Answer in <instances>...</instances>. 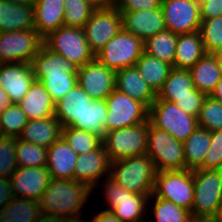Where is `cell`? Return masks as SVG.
Returning a JSON list of instances; mask_svg holds the SVG:
<instances>
[{"instance_id": "cell-1", "label": "cell", "mask_w": 222, "mask_h": 222, "mask_svg": "<svg viewBox=\"0 0 222 222\" xmlns=\"http://www.w3.org/2000/svg\"><path fill=\"white\" fill-rule=\"evenodd\" d=\"M93 191L86 184L74 179L51 178L45 192L38 200L40 213L65 220L82 216L84 203H87Z\"/></svg>"}, {"instance_id": "cell-2", "label": "cell", "mask_w": 222, "mask_h": 222, "mask_svg": "<svg viewBox=\"0 0 222 222\" xmlns=\"http://www.w3.org/2000/svg\"><path fill=\"white\" fill-rule=\"evenodd\" d=\"M157 170L145 153L111 162L110 175L123 189L142 195H152Z\"/></svg>"}, {"instance_id": "cell-3", "label": "cell", "mask_w": 222, "mask_h": 222, "mask_svg": "<svg viewBox=\"0 0 222 222\" xmlns=\"http://www.w3.org/2000/svg\"><path fill=\"white\" fill-rule=\"evenodd\" d=\"M193 171L194 201L191 214L194 220L211 221L221 205L222 169Z\"/></svg>"}, {"instance_id": "cell-4", "label": "cell", "mask_w": 222, "mask_h": 222, "mask_svg": "<svg viewBox=\"0 0 222 222\" xmlns=\"http://www.w3.org/2000/svg\"><path fill=\"white\" fill-rule=\"evenodd\" d=\"M105 201L108 207L104 211L111 212L121 222H146L148 198L151 195L135 194L123 189L111 177L103 178ZM145 214V215H144Z\"/></svg>"}, {"instance_id": "cell-5", "label": "cell", "mask_w": 222, "mask_h": 222, "mask_svg": "<svg viewBox=\"0 0 222 222\" xmlns=\"http://www.w3.org/2000/svg\"><path fill=\"white\" fill-rule=\"evenodd\" d=\"M43 45L51 52L67 59L77 69L95 59L83 28L59 27L43 39Z\"/></svg>"}, {"instance_id": "cell-6", "label": "cell", "mask_w": 222, "mask_h": 222, "mask_svg": "<svg viewBox=\"0 0 222 222\" xmlns=\"http://www.w3.org/2000/svg\"><path fill=\"white\" fill-rule=\"evenodd\" d=\"M150 124L184 142L197 128V117L185 113L175 103L155 100L149 108Z\"/></svg>"}, {"instance_id": "cell-7", "label": "cell", "mask_w": 222, "mask_h": 222, "mask_svg": "<svg viewBox=\"0 0 222 222\" xmlns=\"http://www.w3.org/2000/svg\"><path fill=\"white\" fill-rule=\"evenodd\" d=\"M148 128L149 120L131 127L106 132L102 143L110 161L145 154Z\"/></svg>"}, {"instance_id": "cell-8", "label": "cell", "mask_w": 222, "mask_h": 222, "mask_svg": "<svg viewBox=\"0 0 222 222\" xmlns=\"http://www.w3.org/2000/svg\"><path fill=\"white\" fill-rule=\"evenodd\" d=\"M146 154L158 171L185 169L183 142L149 122Z\"/></svg>"}, {"instance_id": "cell-9", "label": "cell", "mask_w": 222, "mask_h": 222, "mask_svg": "<svg viewBox=\"0 0 222 222\" xmlns=\"http://www.w3.org/2000/svg\"><path fill=\"white\" fill-rule=\"evenodd\" d=\"M153 195L191 211L194 201L193 171L187 169L158 171Z\"/></svg>"}, {"instance_id": "cell-10", "label": "cell", "mask_w": 222, "mask_h": 222, "mask_svg": "<svg viewBox=\"0 0 222 222\" xmlns=\"http://www.w3.org/2000/svg\"><path fill=\"white\" fill-rule=\"evenodd\" d=\"M144 52V42L123 28L95 55V58L115 72L135 66Z\"/></svg>"}, {"instance_id": "cell-11", "label": "cell", "mask_w": 222, "mask_h": 222, "mask_svg": "<svg viewBox=\"0 0 222 222\" xmlns=\"http://www.w3.org/2000/svg\"><path fill=\"white\" fill-rule=\"evenodd\" d=\"M107 117L105 133L131 127L148 120L149 108L142 102L114 89L105 99Z\"/></svg>"}, {"instance_id": "cell-12", "label": "cell", "mask_w": 222, "mask_h": 222, "mask_svg": "<svg viewBox=\"0 0 222 222\" xmlns=\"http://www.w3.org/2000/svg\"><path fill=\"white\" fill-rule=\"evenodd\" d=\"M43 46L35 29L0 32V64L30 63Z\"/></svg>"}, {"instance_id": "cell-13", "label": "cell", "mask_w": 222, "mask_h": 222, "mask_svg": "<svg viewBox=\"0 0 222 222\" xmlns=\"http://www.w3.org/2000/svg\"><path fill=\"white\" fill-rule=\"evenodd\" d=\"M122 28V14L110 7L97 8L83 30L91 51L96 55Z\"/></svg>"}, {"instance_id": "cell-14", "label": "cell", "mask_w": 222, "mask_h": 222, "mask_svg": "<svg viewBox=\"0 0 222 222\" xmlns=\"http://www.w3.org/2000/svg\"><path fill=\"white\" fill-rule=\"evenodd\" d=\"M166 29L176 34L200 31L199 0H162Z\"/></svg>"}, {"instance_id": "cell-15", "label": "cell", "mask_w": 222, "mask_h": 222, "mask_svg": "<svg viewBox=\"0 0 222 222\" xmlns=\"http://www.w3.org/2000/svg\"><path fill=\"white\" fill-rule=\"evenodd\" d=\"M116 72L96 58L77 69V83L93 100H105L115 89Z\"/></svg>"}, {"instance_id": "cell-16", "label": "cell", "mask_w": 222, "mask_h": 222, "mask_svg": "<svg viewBox=\"0 0 222 222\" xmlns=\"http://www.w3.org/2000/svg\"><path fill=\"white\" fill-rule=\"evenodd\" d=\"M51 180L46 166L17 167L10 176L14 198L38 201Z\"/></svg>"}, {"instance_id": "cell-17", "label": "cell", "mask_w": 222, "mask_h": 222, "mask_svg": "<svg viewBox=\"0 0 222 222\" xmlns=\"http://www.w3.org/2000/svg\"><path fill=\"white\" fill-rule=\"evenodd\" d=\"M76 162L74 180L86 184L92 190L110 175L111 161L103 145L97 150L78 155Z\"/></svg>"}, {"instance_id": "cell-18", "label": "cell", "mask_w": 222, "mask_h": 222, "mask_svg": "<svg viewBox=\"0 0 222 222\" xmlns=\"http://www.w3.org/2000/svg\"><path fill=\"white\" fill-rule=\"evenodd\" d=\"M34 80L30 63L0 64V86L7 92L11 103L20 102Z\"/></svg>"}, {"instance_id": "cell-19", "label": "cell", "mask_w": 222, "mask_h": 222, "mask_svg": "<svg viewBox=\"0 0 222 222\" xmlns=\"http://www.w3.org/2000/svg\"><path fill=\"white\" fill-rule=\"evenodd\" d=\"M123 29L143 42L166 29L162 8L122 13Z\"/></svg>"}, {"instance_id": "cell-20", "label": "cell", "mask_w": 222, "mask_h": 222, "mask_svg": "<svg viewBox=\"0 0 222 222\" xmlns=\"http://www.w3.org/2000/svg\"><path fill=\"white\" fill-rule=\"evenodd\" d=\"M78 154L74 152L61 136L47 149L46 167L53 179H74Z\"/></svg>"}, {"instance_id": "cell-21", "label": "cell", "mask_w": 222, "mask_h": 222, "mask_svg": "<svg viewBox=\"0 0 222 222\" xmlns=\"http://www.w3.org/2000/svg\"><path fill=\"white\" fill-rule=\"evenodd\" d=\"M64 0H34V29L44 39L64 26Z\"/></svg>"}, {"instance_id": "cell-22", "label": "cell", "mask_w": 222, "mask_h": 222, "mask_svg": "<svg viewBox=\"0 0 222 222\" xmlns=\"http://www.w3.org/2000/svg\"><path fill=\"white\" fill-rule=\"evenodd\" d=\"M115 89L144 103L148 108L156 100V94L141 77L136 66L116 71Z\"/></svg>"}, {"instance_id": "cell-23", "label": "cell", "mask_w": 222, "mask_h": 222, "mask_svg": "<svg viewBox=\"0 0 222 222\" xmlns=\"http://www.w3.org/2000/svg\"><path fill=\"white\" fill-rule=\"evenodd\" d=\"M91 100L77 84L56 103L54 116L61 123L62 127L72 126L74 123H82V114Z\"/></svg>"}, {"instance_id": "cell-24", "label": "cell", "mask_w": 222, "mask_h": 222, "mask_svg": "<svg viewBox=\"0 0 222 222\" xmlns=\"http://www.w3.org/2000/svg\"><path fill=\"white\" fill-rule=\"evenodd\" d=\"M29 120L45 119L54 116L55 105L44 85L34 80L24 98L17 103Z\"/></svg>"}, {"instance_id": "cell-25", "label": "cell", "mask_w": 222, "mask_h": 222, "mask_svg": "<svg viewBox=\"0 0 222 222\" xmlns=\"http://www.w3.org/2000/svg\"><path fill=\"white\" fill-rule=\"evenodd\" d=\"M62 128L61 123L55 116L29 120L18 139L48 149L62 136Z\"/></svg>"}, {"instance_id": "cell-26", "label": "cell", "mask_w": 222, "mask_h": 222, "mask_svg": "<svg viewBox=\"0 0 222 222\" xmlns=\"http://www.w3.org/2000/svg\"><path fill=\"white\" fill-rule=\"evenodd\" d=\"M34 29L33 4L0 0V32Z\"/></svg>"}, {"instance_id": "cell-27", "label": "cell", "mask_w": 222, "mask_h": 222, "mask_svg": "<svg viewBox=\"0 0 222 222\" xmlns=\"http://www.w3.org/2000/svg\"><path fill=\"white\" fill-rule=\"evenodd\" d=\"M206 53L200 31L179 34L176 43L174 68L189 70Z\"/></svg>"}, {"instance_id": "cell-28", "label": "cell", "mask_w": 222, "mask_h": 222, "mask_svg": "<svg viewBox=\"0 0 222 222\" xmlns=\"http://www.w3.org/2000/svg\"><path fill=\"white\" fill-rule=\"evenodd\" d=\"M189 71L194 87L210 96L221 79L218 54L206 53Z\"/></svg>"}, {"instance_id": "cell-29", "label": "cell", "mask_w": 222, "mask_h": 222, "mask_svg": "<svg viewBox=\"0 0 222 222\" xmlns=\"http://www.w3.org/2000/svg\"><path fill=\"white\" fill-rule=\"evenodd\" d=\"M135 66L141 77L156 95L161 90L170 71L173 69V66L169 63L161 61L146 52L142 53Z\"/></svg>"}, {"instance_id": "cell-30", "label": "cell", "mask_w": 222, "mask_h": 222, "mask_svg": "<svg viewBox=\"0 0 222 222\" xmlns=\"http://www.w3.org/2000/svg\"><path fill=\"white\" fill-rule=\"evenodd\" d=\"M211 143V132L199 127L183 142L185 169H199Z\"/></svg>"}, {"instance_id": "cell-31", "label": "cell", "mask_w": 222, "mask_h": 222, "mask_svg": "<svg viewBox=\"0 0 222 222\" xmlns=\"http://www.w3.org/2000/svg\"><path fill=\"white\" fill-rule=\"evenodd\" d=\"M31 65L35 80L42 74L77 73V68L72 63L64 57L51 52L44 45L34 56Z\"/></svg>"}, {"instance_id": "cell-32", "label": "cell", "mask_w": 222, "mask_h": 222, "mask_svg": "<svg viewBox=\"0 0 222 222\" xmlns=\"http://www.w3.org/2000/svg\"><path fill=\"white\" fill-rule=\"evenodd\" d=\"M193 80L189 70L173 68L156 100L170 101L173 97L193 96Z\"/></svg>"}, {"instance_id": "cell-33", "label": "cell", "mask_w": 222, "mask_h": 222, "mask_svg": "<svg viewBox=\"0 0 222 222\" xmlns=\"http://www.w3.org/2000/svg\"><path fill=\"white\" fill-rule=\"evenodd\" d=\"M177 39L178 34L165 29L144 41V52L174 68Z\"/></svg>"}, {"instance_id": "cell-34", "label": "cell", "mask_w": 222, "mask_h": 222, "mask_svg": "<svg viewBox=\"0 0 222 222\" xmlns=\"http://www.w3.org/2000/svg\"><path fill=\"white\" fill-rule=\"evenodd\" d=\"M40 215L38 201L14 198L0 209V222H36Z\"/></svg>"}, {"instance_id": "cell-35", "label": "cell", "mask_w": 222, "mask_h": 222, "mask_svg": "<svg viewBox=\"0 0 222 222\" xmlns=\"http://www.w3.org/2000/svg\"><path fill=\"white\" fill-rule=\"evenodd\" d=\"M107 117V104L105 100H91L82 114V123H74L72 127L90 131L94 134L104 137V124Z\"/></svg>"}, {"instance_id": "cell-36", "label": "cell", "mask_w": 222, "mask_h": 222, "mask_svg": "<svg viewBox=\"0 0 222 222\" xmlns=\"http://www.w3.org/2000/svg\"><path fill=\"white\" fill-rule=\"evenodd\" d=\"M62 137L78 155L97 150L103 145L99 135L72 126L62 128Z\"/></svg>"}, {"instance_id": "cell-37", "label": "cell", "mask_w": 222, "mask_h": 222, "mask_svg": "<svg viewBox=\"0 0 222 222\" xmlns=\"http://www.w3.org/2000/svg\"><path fill=\"white\" fill-rule=\"evenodd\" d=\"M153 201L152 212L156 222H194L191 211L177 206L173 202L155 197L153 194L148 198V204ZM155 202V203H154Z\"/></svg>"}, {"instance_id": "cell-38", "label": "cell", "mask_w": 222, "mask_h": 222, "mask_svg": "<svg viewBox=\"0 0 222 222\" xmlns=\"http://www.w3.org/2000/svg\"><path fill=\"white\" fill-rule=\"evenodd\" d=\"M37 81L41 82L55 103L77 83V73L42 74Z\"/></svg>"}, {"instance_id": "cell-39", "label": "cell", "mask_w": 222, "mask_h": 222, "mask_svg": "<svg viewBox=\"0 0 222 222\" xmlns=\"http://www.w3.org/2000/svg\"><path fill=\"white\" fill-rule=\"evenodd\" d=\"M25 112L17 103H12L1 110L0 130L3 136L17 137L28 123Z\"/></svg>"}, {"instance_id": "cell-40", "label": "cell", "mask_w": 222, "mask_h": 222, "mask_svg": "<svg viewBox=\"0 0 222 222\" xmlns=\"http://www.w3.org/2000/svg\"><path fill=\"white\" fill-rule=\"evenodd\" d=\"M15 155L18 167H41L47 163V148L18 138Z\"/></svg>"}, {"instance_id": "cell-41", "label": "cell", "mask_w": 222, "mask_h": 222, "mask_svg": "<svg viewBox=\"0 0 222 222\" xmlns=\"http://www.w3.org/2000/svg\"><path fill=\"white\" fill-rule=\"evenodd\" d=\"M64 26L83 28L97 9L87 0H64Z\"/></svg>"}, {"instance_id": "cell-42", "label": "cell", "mask_w": 222, "mask_h": 222, "mask_svg": "<svg viewBox=\"0 0 222 222\" xmlns=\"http://www.w3.org/2000/svg\"><path fill=\"white\" fill-rule=\"evenodd\" d=\"M200 33L207 53H222V16L202 19Z\"/></svg>"}, {"instance_id": "cell-43", "label": "cell", "mask_w": 222, "mask_h": 222, "mask_svg": "<svg viewBox=\"0 0 222 222\" xmlns=\"http://www.w3.org/2000/svg\"><path fill=\"white\" fill-rule=\"evenodd\" d=\"M199 127L210 132L222 130V103L206 96L197 117Z\"/></svg>"}, {"instance_id": "cell-44", "label": "cell", "mask_w": 222, "mask_h": 222, "mask_svg": "<svg viewBox=\"0 0 222 222\" xmlns=\"http://www.w3.org/2000/svg\"><path fill=\"white\" fill-rule=\"evenodd\" d=\"M17 137L2 136L0 139V177L10 178L15 172Z\"/></svg>"}, {"instance_id": "cell-45", "label": "cell", "mask_w": 222, "mask_h": 222, "mask_svg": "<svg viewBox=\"0 0 222 222\" xmlns=\"http://www.w3.org/2000/svg\"><path fill=\"white\" fill-rule=\"evenodd\" d=\"M199 169H222V130L211 132V143Z\"/></svg>"}, {"instance_id": "cell-46", "label": "cell", "mask_w": 222, "mask_h": 222, "mask_svg": "<svg viewBox=\"0 0 222 222\" xmlns=\"http://www.w3.org/2000/svg\"><path fill=\"white\" fill-rule=\"evenodd\" d=\"M206 94L193 88V96L173 97L169 102L175 103L185 113L198 117Z\"/></svg>"}, {"instance_id": "cell-47", "label": "cell", "mask_w": 222, "mask_h": 222, "mask_svg": "<svg viewBox=\"0 0 222 222\" xmlns=\"http://www.w3.org/2000/svg\"><path fill=\"white\" fill-rule=\"evenodd\" d=\"M162 0H117L115 8L123 12L152 10L161 7Z\"/></svg>"}, {"instance_id": "cell-48", "label": "cell", "mask_w": 222, "mask_h": 222, "mask_svg": "<svg viewBox=\"0 0 222 222\" xmlns=\"http://www.w3.org/2000/svg\"><path fill=\"white\" fill-rule=\"evenodd\" d=\"M201 19L222 16V0H199Z\"/></svg>"}, {"instance_id": "cell-49", "label": "cell", "mask_w": 222, "mask_h": 222, "mask_svg": "<svg viewBox=\"0 0 222 222\" xmlns=\"http://www.w3.org/2000/svg\"><path fill=\"white\" fill-rule=\"evenodd\" d=\"M14 199L10 178L0 177V209Z\"/></svg>"}, {"instance_id": "cell-50", "label": "cell", "mask_w": 222, "mask_h": 222, "mask_svg": "<svg viewBox=\"0 0 222 222\" xmlns=\"http://www.w3.org/2000/svg\"><path fill=\"white\" fill-rule=\"evenodd\" d=\"M91 222H121L117 217H115L111 212L100 211L94 217Z\"/></svg>"}, {"instance_id": "cell-51", "label": "cell", "mask_w": 222, "mask_h": 222, "mask_svg": "<svg viewBox=\"0 0 222 222\" xmlns=\"http://www.w3.org/2000/svg\"><path fill=\"white\" fill-rule=\"evenodd\" d=\"M96 8L115 7L117 0H87Z\"/></svg>"}, {"instance_id": "cell-52", "label": "cell", "mask_w": 222, "mask_h": 222, "mask_svg": "<svg viewBox=\"0 0 222 222\" xmlns=\"http://www.w3.org/2000/svg\"><path fill=\"white\" fill-rule=\"evenodd\" d=\"M210 96L222 103V77L220 81L216 84L214 91L210 94Z\"/></svg>"}, {"instance_id": "cell-53", "label": "cell", "mask_w": 222, "mask_h": 222, "mask_svg": "<svg viewBox=\"0 0 222 222\" xmlns=\"http://www.w3.org/2000/svg\"><path fill=\"white\" fill-rule=\"evenodd\" d=\"M11 103L7 92L0 86V108H6Z\"/></svg>"}, {"instance_id": "cell-54", "label": "cell", "mask_w": 222, "mask_h": 222, "mask_svg": "<svg viewBox=\"0 0 222 222\" xmlns=\"http://www.w3.org/2000/svg\"><path fill=\"white\" fill-rule=\"evenodd\" d=\"M36 222H66L65 219L48 216V215H40Z\"/></svg>"}, {"instance_id": "cell-55", "label": "cell", "mask_w": 222, "mask_h": 222, "mask_svg": "<svg viewBox=\"0 0 222 222\" xmlns=\"http://www.w3.org/2000/svg\"><path fill=\"white\" fill-rule=\"evenodd\" d=\"M6 1H9L11 3L21 4V5H31V4H34V0H6Z\"/></svg>"}, {"instance_id": "cell-56", "label": "cell", "mask_w": 222, "mask_h": 222, "mask_svg": "<svg viewBox=\"0 0 222 222\" xmlns=\"http://www.w3.org/2000/svg\"><path fill=\"white\" fill-rule=\"evenodd\" d=\"M212 222H222V208H220L216 216L211 220Z\"/></svg>"}, {"instance_id": "cell-57", "label": "cell", "mask_w": 222, "mask_h": 222, "mask_svg": "<svg viewBox=\"0 0 222 222\" xmlns=\"http://www.w3.org/2000/svg\"><path fill=\"white\" fill-rule=\"evenodd\" d=\"M66 222H86V220H83V217L79 216V217H74V218L68 219V220H66Z\"/></svg>"}, {"instance_id": "cell-58", "label": "cell", "mask_w": 222, "mask_h": 222, "mask_svg": "<svg viewBox=\"0 0 222 222\" xmlns=\"http://www.w3.org/2000/svg\"><path fill=\"white\" fill-rule=\"evenodd\" d=\"M218 63H219V67H220V74L222 77V53L218 54Z\"/></svg>"}, {"instance_id": "cell-59", "label": "cell", "mask_w": 222, "mask_h": 222, "mask_svg": "<svg viewBox=\"0 0 222 222\" xmlns=\"http://www.w3.org/2000/svg\"><path fill=\"white\" fill-rule=\"evenodd\" d=\"M194 222H212V221L194 220Z\"/></svg>"}, {"instance_id": "cell-60", "label": "cell", "mask_w": 222, "mask_h": 222, "mask_svg": "<svg viewBox=\"0 0 222 222\" xmlns=\"http://www.w3.org/2000/svg\"><path fill=\"white\" fill-rule=\"evenodd\" d=\"M220 208H222V195H221V205H220Z\"/></svg>"}]
</instances>
